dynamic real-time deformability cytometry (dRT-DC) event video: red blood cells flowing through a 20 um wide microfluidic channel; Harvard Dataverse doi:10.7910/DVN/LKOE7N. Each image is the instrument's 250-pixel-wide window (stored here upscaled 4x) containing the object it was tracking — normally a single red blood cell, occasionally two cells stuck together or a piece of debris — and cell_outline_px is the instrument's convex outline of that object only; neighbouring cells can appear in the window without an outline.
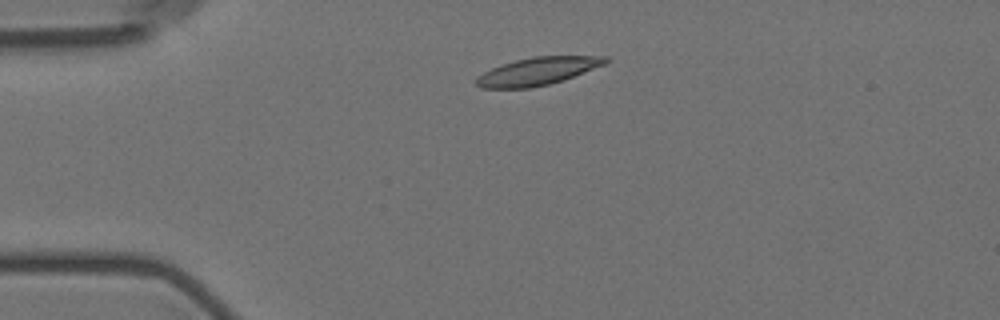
{"species": "Egyptian fruit bat (a non-hibernating species)", "species_latin": "Rousettus aegyptiacus", "temperature_condition": "room temperature", "stored_images_in_passage": 2, "camera_frame_rate_fps": 3000, "um_per_image_px": 0.085, "animal": {"sex": "female"}, "frame": {"image": 1, "passage_image": 2, "time_ms": 1.333, "image_size_px": [1000, 320], "cell_outline_px": [[612, 60], [604, 64], [564, 80], [532, 88], [480, 88], [476, 84], [476, 76], [492, 68], [516, 60], [532, 56], [608, 56]], "centroid_in_image_um": [45.71, 6.05], "position_along_channel_um": 39.3, "area_um2": 20.81}}